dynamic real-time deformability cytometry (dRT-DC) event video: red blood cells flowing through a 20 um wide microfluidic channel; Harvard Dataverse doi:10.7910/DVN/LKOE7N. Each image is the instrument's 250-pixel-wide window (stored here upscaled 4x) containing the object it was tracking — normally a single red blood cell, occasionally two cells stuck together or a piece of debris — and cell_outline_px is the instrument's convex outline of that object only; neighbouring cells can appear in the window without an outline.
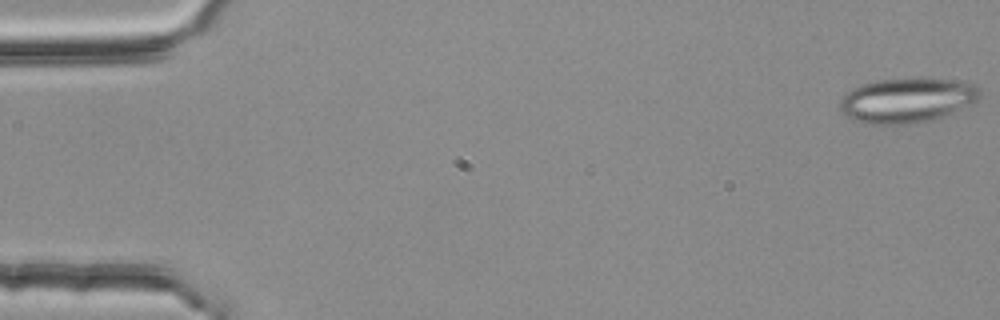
{"species": "common noctule bat (a hibernating species)", "species_latin": "Nyctalus noctula", "temperature_condition": "room temperature", "stored_images_in_passage": 4, "camera_frame_rate_fps": 3000, "um_per_image_px": 0.085, "animal": {"sex": "female", "body_mass_g": 25.1}, "frame": {"image": 1, "passage_image": 4, "time_ms": 1.0, "image_size_px": [1000, 320], "cell_outline_px": [[980, 96], [976, 104], [928, 120], [904, 124], [868, 124], [852, 120], [840, 108], [840, 100], [852, 88], [860, 84], [876, 80], [928, 76], [964, 80], [976, 84], [980, 88]], "centroid_in_image_um": [77.17, 8.47], "position_along_channel_um": 7.8, "area_um2": 37.34}}